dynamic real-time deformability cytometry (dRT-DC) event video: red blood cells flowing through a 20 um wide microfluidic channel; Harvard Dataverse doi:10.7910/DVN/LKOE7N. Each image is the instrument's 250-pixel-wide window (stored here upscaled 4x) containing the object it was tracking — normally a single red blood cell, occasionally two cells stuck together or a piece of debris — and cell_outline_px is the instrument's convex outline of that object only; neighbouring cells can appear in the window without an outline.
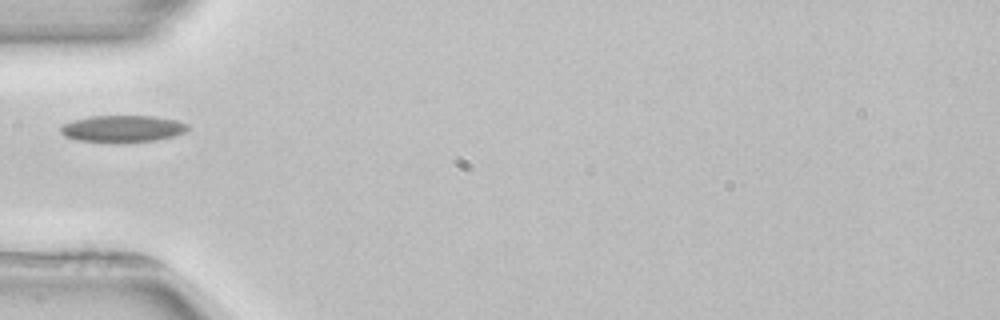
{"species": "common noctule bat (a hibernating species)", "species_latin": "Nyctalus noctula", "temperature_condition": "room temperature", "stored_images_in_passage": 5, "segment_of_instrument_passage": [2, 2], "camera_frame_rate_fps": 3000, "um_per_image_px": 0.085, "animal": {"sex": "female", "body_mass_g": 22.7, "forearm_length_mm": 54.2}, "frame": {"image": 1, "passage_image": 5, "time_ms": 5.333, "image_size_px": [1000, 320], "cell_outline_px": [[188, 128], [184, 132], [172, 136], [156, 140], [76, 140], [64, 136], [60, 132], [60, 128], [64, 124], [76, 120], [92, 116], [152, 116], [176, 120], [188, 124]], "centroid_in_image_um": [10.43, 10.9], "position_along_channel_um": 74.6, "area_um2": 18.9}}